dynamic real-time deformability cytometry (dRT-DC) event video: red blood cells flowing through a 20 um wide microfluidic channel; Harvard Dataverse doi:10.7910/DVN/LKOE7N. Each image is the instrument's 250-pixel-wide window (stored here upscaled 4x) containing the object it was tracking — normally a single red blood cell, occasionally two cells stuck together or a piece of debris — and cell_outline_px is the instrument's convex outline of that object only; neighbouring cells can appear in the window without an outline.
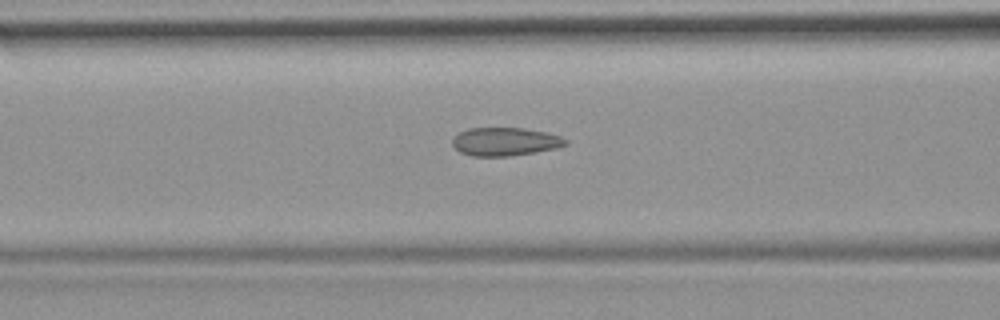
{"species": "common noctule bat (a hibernating species)", "species_latin": "Nyctalus noctula", "temperature_condition": "room temperature", "stored_images_in_passage": 17, "camera_frame_rate_fps": 3000, "um_per_image_px": 0.085, "animal": {"sex": "female", "body_mass_g": 19.9}, "frame": {"image": 1, "passage_image": 15, "time_ms": 4.667, "image_size_px": [1000, 320], "cell_outline_px": [[568, 144], [560, 148], [536, 152], [508, 156], [472, 156], [460, 152], [452, 144], [452, 140], [460, 132], [468, 128], [524, 128], [548, 132], [560, 136], [568, 140]], "centroid_in_image_um": [42.99, 12.04], "position_along_channel_um": 123.6, "area_um2": 18.79}}